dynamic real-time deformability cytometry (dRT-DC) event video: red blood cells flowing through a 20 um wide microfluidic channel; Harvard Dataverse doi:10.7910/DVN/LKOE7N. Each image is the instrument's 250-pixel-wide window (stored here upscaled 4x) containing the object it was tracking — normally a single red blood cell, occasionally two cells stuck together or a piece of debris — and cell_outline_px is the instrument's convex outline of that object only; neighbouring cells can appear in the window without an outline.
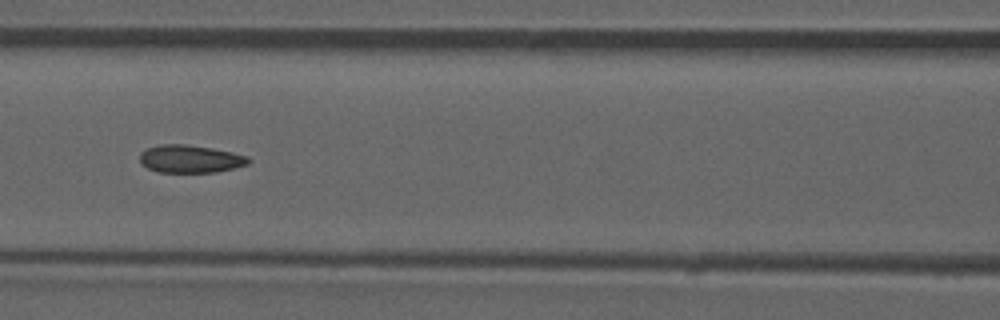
{"species": "common noctule bat (a hibernating species)", "species_latin": "Nyctalus noctula", "temperature_condition": "room temperature", "stored_images_in_passage": 51, "camera_frame_rate_fps": 3000, "um_per_image_px": 0.085, "animal": {"sex": "male", "forearm_length_mm": 52.5}, "frame": {"image": 1, "passage_image": 22, "time_ms": 7.0, "image_size_px": [1000, 320], "cell_outline_px": [[252, 160], [248, 164], [216, 172], [160, 172], [148, 168], [140, 164], [140, 152], [148, 148], [160, 144], [184, 144], [212, 148], [232, 152], [248, 156]], "centroid_in_image_um": [16.17, 13.5], "position_along_channel_um": 150.4, "area_um2": 17.57}, "authors_computed_cell_mechanics": {"area_um2": 17.8024, "velocity_mm_per_s": 3.8861, "shape_relaxation_time_tau1_ms": null, "shape_relaxation_time_tau2_ms": 1.982, "deformation_change_tau1": null, "deformation_change_tau2": 0.0835}}